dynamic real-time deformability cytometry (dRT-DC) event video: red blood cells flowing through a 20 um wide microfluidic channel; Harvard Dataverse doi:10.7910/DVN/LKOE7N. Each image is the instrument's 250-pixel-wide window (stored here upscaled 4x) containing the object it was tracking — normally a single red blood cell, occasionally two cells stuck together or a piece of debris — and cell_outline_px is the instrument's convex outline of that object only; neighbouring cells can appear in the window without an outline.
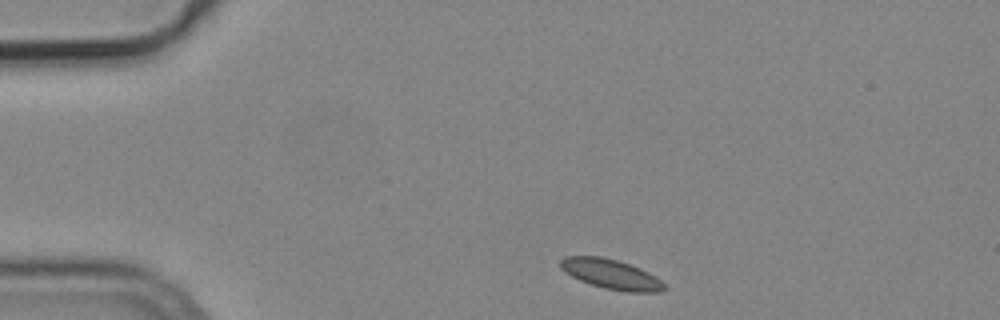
{"species": "common noctule bat (a hibernating species)", "species_latin": "Nyctalus noctula", "temperature_condition": "cold", "stored_images_in_passage": 2, "camera_frame_rate_fps": 3000, "um_per_image_px": 0.085, "animal": {"sex": "male", "body_mass_g": 19.2, "forearm_length_mm": 51.8}, "frame": {"image": 1, "passage_image": 1, "time_ms": 0.0, "image_size_px": [1000, 320], "cell_outline_px": [[668, 288], [660, 292], [628, 292], [604, 288], [580, 280], [572, 276], [560, 268], [560, 260], [564, 256], [600, 256], [616, 260], [640, 268], [656, 276]], "centroid_in_image_um": [51.96, 23.31], "position_along_channel_um": 33.0, "area_um2": 17.92}}